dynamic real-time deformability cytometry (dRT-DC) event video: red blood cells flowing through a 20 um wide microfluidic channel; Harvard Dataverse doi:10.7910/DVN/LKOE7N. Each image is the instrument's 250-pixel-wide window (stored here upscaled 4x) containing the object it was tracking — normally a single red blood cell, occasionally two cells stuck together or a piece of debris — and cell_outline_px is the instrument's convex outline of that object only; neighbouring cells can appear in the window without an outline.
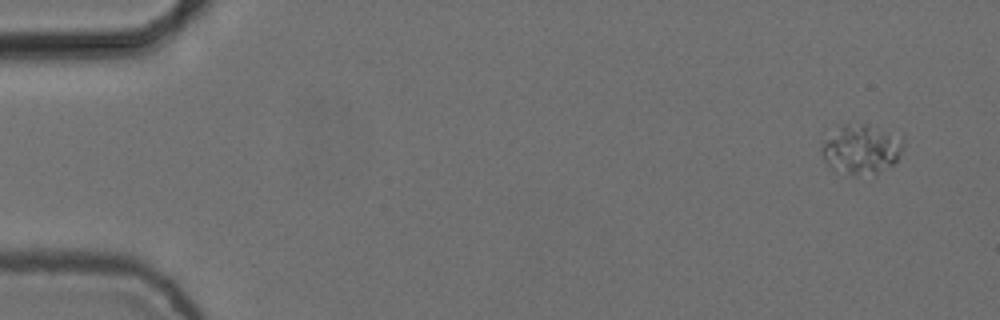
{"species": "common noctule bat (a hibernating species)", "species_latin": "Nyctalus noctula", "temperature_condition": "cold", "stored_images_in_passage": 5, "camera_frame_rate_fps": 3000, "um_per_image_px": 0.085, "animal": {"sex": "female", "body_mass_g": 24.6, "forearm_length_mm": 56.2}, "frame": {"image": 1, "passage_image": 1, "time_ms": 0.0, "image_size_px": [1000, 320], "cell_outline_px": [[904, 144], [900, 156], [892, 164], [876, 172], [856, 176], [836, 172], [828, 168], [820, 152], [820, 148], [824, 140], [844, 124], [864, 124], [904, 132]], "centroid_in_image_um": [73.24, 12.66], "position_along_channel_um": 11.8, "area_um2": 24.22}}
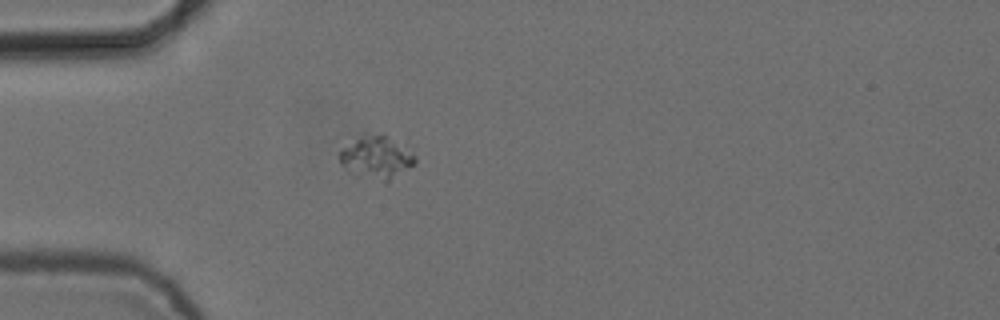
{"frame": {"image": 2, "passage_image": 5, "time_ms": 1.333, "image_size_px": [1000, 320], "cell_outline_px": [[416, 164], [388, 180], [384, 180], [340, 164], [340, 152], [344, 148], [364, 132], [384, 132], [416, 156]], "centroid_in_image_um": [32.07, 13.24], "position_along_channel_um": 52.9, "area_um2": 17.74}}